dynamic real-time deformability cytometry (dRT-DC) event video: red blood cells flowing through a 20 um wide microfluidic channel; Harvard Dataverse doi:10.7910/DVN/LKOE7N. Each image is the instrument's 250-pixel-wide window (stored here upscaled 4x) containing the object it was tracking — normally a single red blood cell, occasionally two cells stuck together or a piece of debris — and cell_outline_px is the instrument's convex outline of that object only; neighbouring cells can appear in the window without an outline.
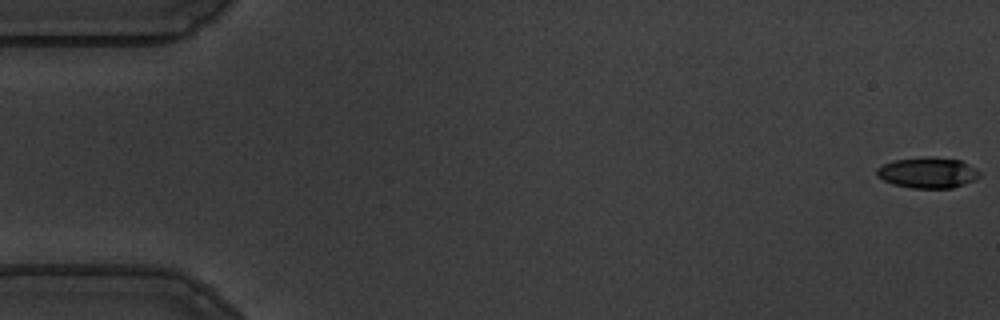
{"species": "common noctule bat (a hibernating species)", "species_latin": "Nyctalus noctula", "temperature_condition": "warm", "stored_images_in_passage": 57, "camera_frame_rate_fps": 3000, "um_per_image_px": 0.085, "animal": {"sex": "male", "body_mass_g": 19.5, "forearm_length_mm": 54.6}, "frame": {"image": 1, "passage_image": 1, "time_ms": 0.0, "image_size_px": [1000, 320], "cell_outline_px": [[980, 176], [976, 180], [952, 188], [912, 188], [892, 184], [876, 176], [876, 168], [884, 164], [896, 160], [924, 156], [928, 156], [960, 160], [976, 168], [980, 172]], "centroid_in_image_um": [78.87, 14.68], "position_along_channel_um": 6.1, "area_um2": 18.55}}
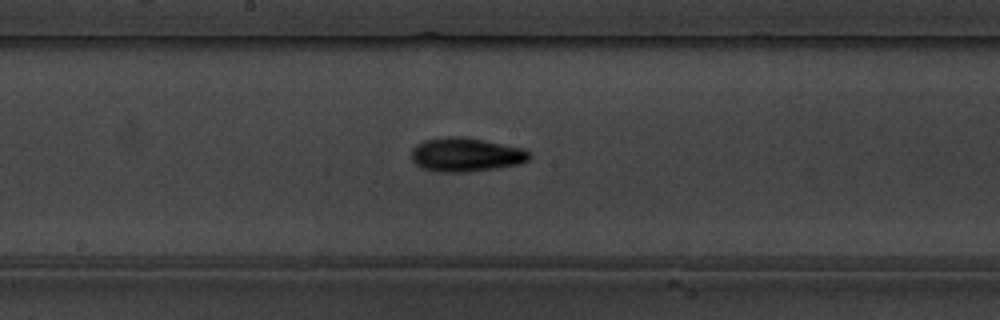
{"frame": {"image": 2, "passage_image": 30, "time_ms": 9.667, "image_size_px": [1000, 320], "cell_outline_px": [[532, 156], [528, 160], [520, 164], [496, 168], [464, 172], [436, 172], [420, 168], [412, 160], [412, 148], [416, 144], [424, 140], [448, 136], [460, 136], [524, 148]], "centroid_in_image_um": [39.57, 13.15], "position_along_channel_um": 208.6, "area_um2": 23.35}}
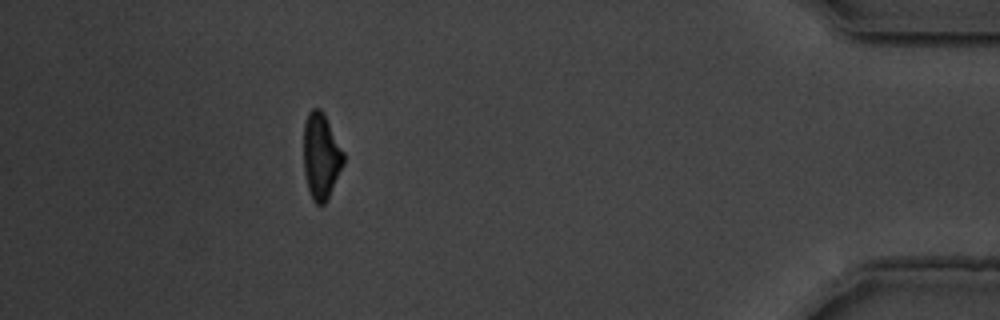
{"frame": {"image": 3, "passage_image": 51, "time_ms": 16.667, "image_size_px": [1000, 320], "cell_outline_px": [[344, 164], [324, 204], [316, 204], [312, 200], [308, 188], [304, 172], [304, 124], [308, 112], [312, 108], [320, 108], [324, 112], [344, 152]], "centroid_in_image_um": [27.29, 13.23], "position_along_channel_um": 407.9, "area_um2": 19.94}, "authors_computed_cell_mechanics": {"area_um2": 20.6346, "velocity_mm_per_s": 3.6172, "shape_relaxation_time_tau1_ms": 4.1671, "shape_relaxation_time_tau2_ms": 4.1215, "deformation_change_tau1": 0.1607, "deformation_change_tau2": 0.12}}